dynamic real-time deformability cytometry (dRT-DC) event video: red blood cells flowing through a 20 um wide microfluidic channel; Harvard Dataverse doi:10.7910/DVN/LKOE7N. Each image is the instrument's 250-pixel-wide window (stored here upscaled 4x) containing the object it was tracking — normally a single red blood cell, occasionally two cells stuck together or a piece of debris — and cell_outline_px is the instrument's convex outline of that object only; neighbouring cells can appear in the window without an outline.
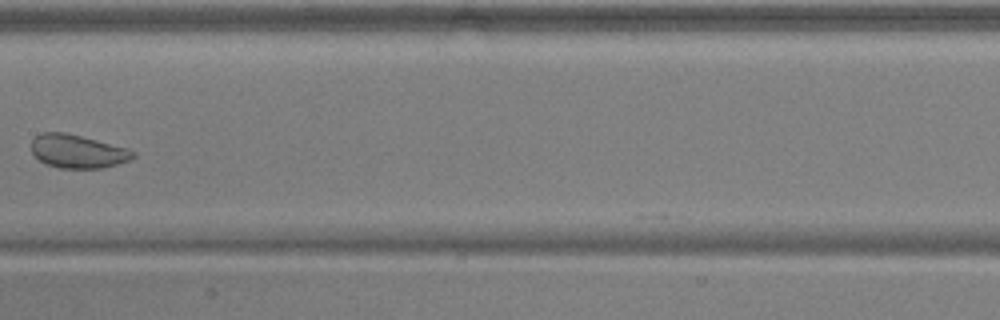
{"species": "common noctule bat (a hibernating species)", "species_latin": "Nyctalus noctula", "temperature_condition": "warm", "stored_images_in_passage": 8, "camera_frame_rate_fps": 3000, "um_per_image_px": 0.085, "animal": {"sex": "male", "body_mass_g": 17.9, "forearm_length_mm": 54.2}, "frame": {"image": 1, "passage_image": 8, "time_ms": 2.333, "image_size_px": [1000, 320], "cell_outline_px": [[136, 156], [128, 160], [104, 168], [60, 168], [48, 164], [40, 160], [32, 152], [32, 140], [40, 132], [64, 132], [128, 148], [136, 152]], "centroid_in_image_um": [6.61, 12.86], "position_along_channel_um": 200.8, "area_um2": 19.59}}